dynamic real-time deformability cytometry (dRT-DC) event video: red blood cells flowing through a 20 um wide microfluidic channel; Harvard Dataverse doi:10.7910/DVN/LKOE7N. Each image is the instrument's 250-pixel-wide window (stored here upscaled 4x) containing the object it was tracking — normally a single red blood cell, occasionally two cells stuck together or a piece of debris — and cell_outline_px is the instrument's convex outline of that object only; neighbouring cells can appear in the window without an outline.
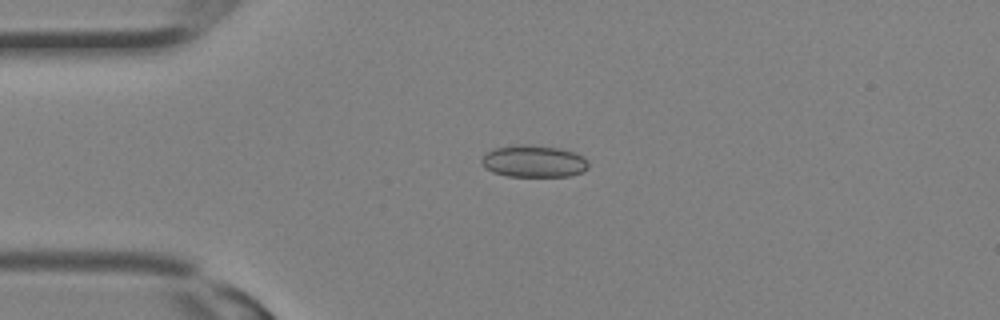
{"species": "Egyptian fruit bat (a non-hibernating species)", "species_latin": "Rousettus aegyptiacus", "temperature_condition": "room temperature", "stored_images_in_passage": 18, "camera_frame_rate_fps": 3000, "um_per_image_px": 0.085, "animal": {"sex": "female"}, "frame": {"image": 1, "passage_image": 3, "time_ms": 0.667, "image_size_px": [1000, 320], "cell_outline_px": [[588, 168], [584, 172], [568, 176], [508, 176], [492, 172], [484, 168], [480, 164], [480, 160], [484, 152], [492, 148], [516, 144], [528, 144], [560, 148], [576, 152], [584, 156], [588, 160]], "centroid_in_image_um": [45.34, 13.69], "position_along_channel_um": 39.7, "area_um2": 20.52}}
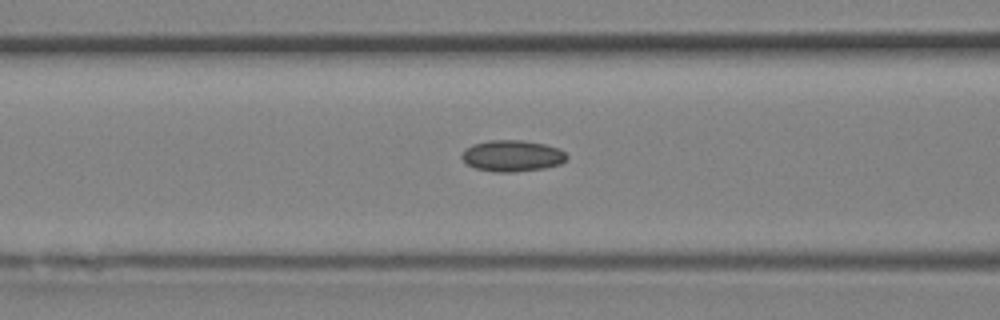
{"frame": {"image": 2, "passage_image": 8, "time_ms": 2.333, "image_size_px": [1000, 320], "cell_outline_px": [[568, 156], [560, 164], [544, 168], [516, 172], [492, 172], [476, 168], [468, 164], [460, 156], [464, 148], [472, 144], [488, 140], [524, 140], [544, 144], [560, 148]], "centroid_in_image_um": [43.52, 13.24], "position_along_channel_um": 123.1, "area_um2": 19.31}}
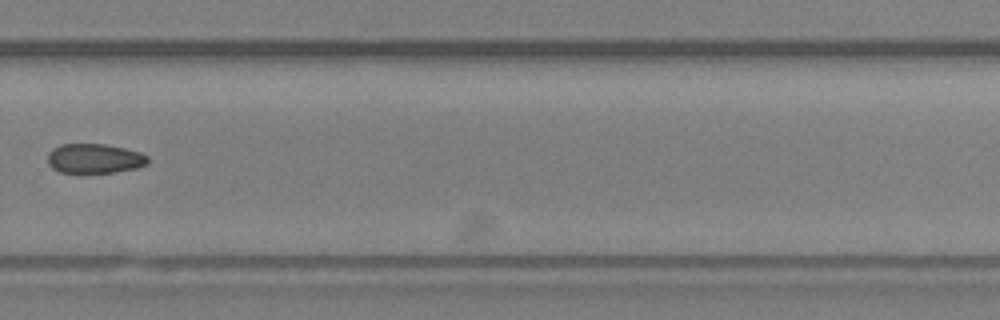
{"frame": {"image": 3, "passage_image": 17, "time_ms": 5.333, "image_size_px": [1000, 320], "cell_outline_px": [[148, 164], [136, 168], [116, 172], [60, 172], [52, 168], [48, 164], [48, 152], [52, 148], [60, 144], [104, 144], [124, 148], [140, 152], [148, 156]], "centroid_in_image_um": [8.02, 13.46], "position_along_channel_um": 321.8, "area_um2": 17.28}}